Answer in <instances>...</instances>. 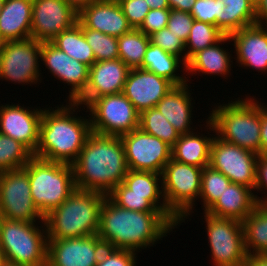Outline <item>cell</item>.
Returning <instances> with one entry per match:
<instances>
[{
  "label": "cell",
  "instance_id": "cell-1",
  "mask_svg": "<svg viewBox=\"0 0 267 266\" xmlns=\"http://www.w3.org/2000/svg\"><path fill=\"white\" fill-rule=\"evenodd\" d=\"M175 227L161 211L123 209L106 196L97 235L106 247L139 252L156 244Z\"/></svg>",
  "mask_w": 267,
  "mask_h": 266
},
{
  "label": "cell",
  "instance_id": "cell-2",
  "mask_svg": "<svg viewBox=\"0 0 267 266\" xmlns=\"http://www.w3.org/2000/svg\"><path fill=\"white\" fill-rule=\"evenodd\" d=\"M76 189L108 195L123 182L128 172L125 148L120 136L92 132L72 164Z\"/></svg>",
  "mask_w": 267,
  "mask_h": 266
},
{
  "label": "cell",
  "instance_id": "cell-3",
  "mask_svg": "<svg viewBox=\"0 0 267 266\" xmlns=\"http://www.w3.org/2000/svg\"><path fill=\"white\" fill-rule=\"evenodd\" d=\"M43 109L39 143L33 156L53 162L73 164L92 133L90 117L75 116L76 102ZM50 109V110H49Z\"/></svg>",
  "mask_w": 267,
  "mask_h": 266
},
{
  "label": "cell",
  "instance_id": "cell-4",
  "mask_svg": "<svg viewBox=\"0 0 267 266\" xmlns=\"http://www.w3.org/2000/svg\"><path fill=\"white\" fill-rule=\"evenodd\" d=\"M106 196L99 191L76 189L45 216L47 240L98 234L100 211Z\"/></svg>",
  "mask_w": 267,
  "mask_h": 266
},
{
  "label": "cell",
  "instance_id": "cell-5",
  "mask_svg": "<svg viewBox=\"0 0 267 266\" xmlns=\"http://www.w3.org/2000/svg\"><path fill=\"white\" fill-rule=\"evenodd\" d=\"M214 108L206 127L223 141L260 155L261 104L246 97Z\"/></svg>",
  "mask_w": 267,
  "mask_h": 266
},
{
  "label": "cell",
  "instance_id": "cell-6",
  "mask_svg": "<svg viewBox=\"0 0 267 266\" xmlns=\"http://www.w3.org/2000/svg\"><path fill=\"white\" fill-rule=\"evenodd\" d=\"M23 168L28 173L33 202L44 217L76 190L71 164L33 156Z\"/></svg>",
  "mask_w": 267,
  "mask_h": 266
},
{
  "label": "cell",
  "instance_id": "cell-7",
  "mask_svg": "<svg viewBox=\"0 0 267 266\" xmlns=\"http://www.w3.org/2000/svg\"><path fill=\"white\" fill-rule=\"evenodd\" d=\"M35 223L2 218L0 251L5 261L22 266H47L46 224L44 221L41 227Z\"/></svg>",
  "mask_w": 267,
  "mask_h": 266
},
{
  "label": "cell",
  "instance_id": "cell-8",
  "mask_svg": "<svg viewBox=\"0 0 267 266\" xmlns=\"http://www.w3.org/2000/svg\"><path fill=\"white\" fill-rule=\"evenodd\" d=\"M202 169L170 159L162 172V191L167 208L181 221L190 216L199 199ZM196 198V200H195Z\"/></svg>",
  "mask_w": 267,
  "mask_h": 266
},
{
  "label": "cell",
  "instance_id": "cell-9",
  "mask_svg": "<svg viewBox=\"0 0 267 266\" xmlns=\"http://www.w3.org/2000/svg\"><path fill=\"white\" fill-rule=\"evenodd\" d=\"M86 112L92 132L100 135L121 136L139 128L140 113L123 93L94 99Z\"/></svg>",
  "mask_w": 267,
  "mask_h": 266
},
{
  "label": "cell",
  "instance_id": "cell-10",
  "mask_svg": "<svg viewBox=\"0 0 267 266\" xmlns=\"http://www.w3.org/2000/svg\"><path fill=\"white\" fill-rule=\"evenodd\" d=\"M203 214L214 266H244L248 255L242 222Z\"/></svg>",
  "mask_w": 267,
  "mask_h": 266
},
{
  "label": "cell",
  "instance_id": "cell-11",
  "mask_svg": "<svg viewBox=\"0 0 267 266\" xmlns=\"http://www.w3.org/2000/svg\"><path fill=\"white\" fill-rule=\"evenodd\" d=\"M0 211L8 220H45L31 197L28 173L24 168L0 172Z\"/></svg>",
  "mask_w": 267,
  "mask_h": 266
},
{
  "label": "cell",
  "instance_id": "cell-12",
  "mask_svg": "<svg viewBox=\"0 0 267 266\" xmlns=\"http://www.w3.org/2000/svg\"><path fill=\"white\" fill-rule=\"evenodd\" d=\"M40 58L41 42L33 38L6 41L0 53V80L36 84L41 81Z\"/></svg>",
  "mask_w": 267,
  "mask_h": 266
},
{
  "label": "cell",
  "instance_id": "cell-13",
  "mask_svg": "<svg viewBox=\"0 0 267 266\" xmlns=\"http://www.w3.org/2000/svg\"><path fill=\"white\" fill-rule=\"evenodd\" d=\"M258 154L227 143L214 135L209 165L223 173L231 183L244 185L254 191Z\"/></svg>",
  "mask_w": 267,
  "mask_h": 266
},
{
  "label": "cell",
  "instance_id": "cell-14",
  "mask_svg": "<svg viewBox=\"0 0 267 266\" xmlns=\"http://www.w3.org/2000/svg\"><path fill=\"white\" fill-rule=\"evenodd\" d=\"M129 170L162 174L172 158V147L140 128L120 136Z\"/></svg>",
  "mask_w": 267,
  "mask_h": 266
},
{
  "label": "cell",
  "instance_id": "cell-15",
  "mask_svg": "<svg viewBox=\"0 0 267 266\" xmlns=\"http://www.w3.org/2000/svg\"><path fill=\"white\" fill-rule=\"evenodd\" d=\"M78 21V13L65 0H32L31 38L51 42Z\"/></svg>",
  "mask_w": 267,
  "mask_h": 266
},
{
  "label": "cell",
  "instance_id": "cell-16",
  "mask_svg": "<svg viewBox=\"0 0 267 266\" xmlns=\"http://www.w3.org/2000/svg\"><path fill=\"white\" fill-rule=\"evenodd\" d=\"M105 247L97 234L47 240V266H96Z\"/></svg>",
  "mask_w": 267,
  "mask_h": 266
},
{
  "label": "cell",
  "instance_id": "cell-17",
  "mask_svg": "<svg viewBox=\"0 0 267 266\" xmlns=\"http://www.w3.org/2000/svg\"><path fill=\"white\" fill-rule=\"evenodd\" d=\"M25 108L21 105L0 106V133L23 144L32 154L39 143V125L43 109Z\"/></svg>",
  "mask_w": 267,
  "mask_h": 266
},
{
  "label": "cell",
  "instance_id": "cell-18",
  "mask_svg": "<svg viewBox=\"0 0 267 266\" xmlns=\"http://www.w3.org/2000/svg\"><path fill=\"white\" fill-rule=\"evenodd\" d=\"M130 68L119 58L96 61L89 67L85 92L75 101L86 107L103 95L122 93Z\"/></svg>",
  "mask_w": 267,
  "mask_h": 266
},
{
  "label": "cell",
  "instance_id": "cell-19",
  "mask_svg": "<svg viewBox=\"0 0 267 266\" xmlns=\"http://www.w3.org/2000/svg\"><path fill=\"white\" fill-rule=\"evenodd\" d=\"M175 85L146 69H130L123 94L139 113L153 108Z\"/></svg>",
  "mask_w": 267,
  "mask_h": 266
},
{
  "label": "cell",
  "instance_id": "cell-20",
  "mask_svg": "<svg viewBox=\"0 0 267 266\" xmlns=\"http://www.w3.org/2000/svg\"><path fill=\"white\" fill-rule=\"evenodd\" d=\"M78 21L85 28L117 38L132 29L117 0L92 2L78 14Z\"/></svg>",
  "mask_w": 267,
  "mask_h": 266
},
{
  "label": "cell",
  "instance_id": "cell-21",
  "mask_svg": "<svg viewBox=\"0 0 267 266\" xmlns=\"http://www.w3.org/2000/svg\"><path fill=\"white\" fill-rule=\"evenodd\" d=\"M161 189V174L154 172L128 170L123 182L117 185L108 195L146 196V199H148L175 226H177L178 223H181V221L167 208L163 196V191ZM160 199L162 201H160Z\"/></svg>",
  "mask_w": 267,
  "mask_h": 266
},
{
  "label": "cell",
  "instance_id": "cell-22",
  "mask_svg": "<svg viewBox=\"0 0 267 266\" xmlns=\"http://www.w3.org/2000/svg\"><path fill=\"white\" fill-rule=\"evenodd\" d=\"M234 42L236 59L240 66L267 71V29L257 24L247 26L229 35Z\"/></svg>",
  "mask_w": 267,
  "mask_h": 266
},
{
  "label": "cell",
  "instance_id": "cell-23",
  "mask_svg": "<svg viewBox=\"0 0 267 266\" xmlns=\"http://www.w3.org/2000/svg\"><path fill=\"white\" fill-rule=\"evenodd\" d=\"M188 88V83L174 86L155 106L180 135L195 130L190 126L193 98Z\"/></svg>",
  "mask_w": 267,
  "mask_h": 266
},
{
  "label": "cell",
  "instance_id": "cell-24",
  "mask_svg": "<svg viewBox=\"0 0 267 266\" xmlns=\"http://www.w3.org/2000/svg\"><path fill=\"white\" fill-rule=\"evenodd\" d=\"M257 206L254 192L244 185L230 183L206 212L219 218L243 221Z\"/></svg>",
  "mask_w": 267,
  "mask_h": 266
},
{
  "label": "cell",
  "instance_id": "cell-25",
  "mask_svg": "<svg viewBox=\"0 0 267 266\" xmlns=\"http://www.w3.org/2000/svg\"><path fill=\"white\" fill-rule=\"evenodd\" d=\"M32 0H5L0 14V36L5 41L31 38Z\"/></svg>",
  "mask_w": 267,
  "mask_h": 266
},
{
  "label": "cell",
  "instance_id": "cell-26",
  "mask_svg": "<svg viewBox=\"0 0 267 266\" xmlns=\"http://www.w3.org/2000/svg\"><path fill=\"white\" fill-rule=\"evenodd\" d=\"M231 41L229 35H225L216 44L206 47L195 53L186 64V72L196 74L197 72L219 75L226 78L231 70V55L223 47L225 42ZM195 72V73H194ZM228 74V75H227Z\"/></svg>",
  "mask_w": 267,
  "mask_h": 266
},
{
  "label": "cell",
  "instance_id": "cell-27",
  "mask_svg": "<svg viewBox=\"0 0 267 266\" xmlns=\"http://www.w3.org/2000/svg\"><path fill=\"white\" fill-rule=\"evenodd\" d=\"M199 132L182 134L172 147V159L179 163L204 168L209 165L210 148L212 140L210 136H203Z\"/></svg>",
  "mask_w": 267,
  "mask_h": 266
},
{
  "label": "cell",
  "instance_id": "cell-28",
  "mask_svg": "<svg viewBox=\"0 0 267 266\" xmlns=\"http://www.w3.org/2000/svg\"><path fill=\"white\" fill-rule=\"evenodd\" d=\"M182 62L180 58L150 43L146 49L142 65L139 68L146 69L158 76L164 77L175 86H179L189 82L186 77L180 76V74L177 73L179 71L178 67H181V64L184 66V70H186V65Z\"/></svg>",
  "mask_w": 267,
  "mask_h": 266
},
{
  "label": "cell",
  "instance_id": "cell-29",
  "mask_svg": "<svg viewBox=\"0 0 267 266\" xmlns=\"http://www.w3.org/2000/svg\"><path fill=\"white\" fill-rule=\"evenodd\" d=\"M242 228L247 255H267V206L257 205Z\"/></svg>",
  "mask_w": 267,
  "mask_h": 266
},
{
  "label": "cell",
  "instance_id": "cell-30",
  "mask_svg": "<svg viewBox=\"0 0 267 266\" xmlns=\"http://www.w3.org/2000/svg\"><path fill=\"white\" fill-rule=\"evenodd\" d=\"M51 42L71 58L88 67L96 62L94 52L84 37L79 21L69 29L62 31Z\"/></svg>",
  "mask_w": 267,
  "mask_h": 266
},
{
  "label": "cell",
  "instance_id": "cell-31",
  "mask_svg": "<svg viewBox=\"0 0 267 266\" xmlns=\"http://www.w3.org/2000/svg\"><path fill=\"white\" fill-rule=\"evenodd\" d=\"M221 31L230 35L255 24V8L248 0H221Z\"/></svg>",
  "mask_w": 267,
  "mask_h": 266
},
{
  "label": "cell",
  "instance_id": "cell-32",
  "mask_svg": "<svg viewBox=\"0 0 267 266\" xmlns=\"http://www.w3.org/2000/svg\"><path fill=\"white\" fill-rule=\"evenodd\" d=\"M119 59L130 69L142 65L144 55L150 44L149 36L139 29L132 28L129 32L117 38Z\"/></svg>",
  "mask_w": 267,
  "mask_h": 266
},
{
  "label": "cell",
  "instance_id": "cell-33",
  "mask_svg": "<svg viewBox=\"0 0 267 266\" xmlns=\"http://www.w3.org/2000/svg\"><path fill=\"white\" fill-rule=\"evenodd\" d=\"M139 128L152 136H156L173 147L180 137L178 131L156 108H150L140 113Z\"/></svg>",
  "mask_w": 267,
  "mask_h": 266
},
{
  "label": "cell",
  "instance_id": "cell-34",
  "mask_svg": "<svg viewBox=\"0 0 267 266\" xmlns=\"http://www.w3.org/2000/svg\"><path fill=\"white\" fill-rule=\"evenodd\" d=\"M224 36L225 34L217 26L194 20L185 42L186 64L195 53L216 44Z\"/></svg>",
  "mask_w": 267,
  "mask_h": 266
},
{
  "label": "cell",
  "instance_id": "cell-35",
  "mask_svg": "<svg viewBox=\"0 0 267 266\" xmlns=\"http://www.w3.org/2000/svg\"><path fill=\"white\" fill-rule=\"evenodd\" d=\"M231 181L221 172L207 165L202 169L199 198L203 202V212H207L220 198Z\"/></svg>",
  "mask_w": 267,
  "mask_h": 266
},
{
  "label": "cell",
  "instance_id": "cell-36",
  "mask_svg": "<svg viewBox=\"0 0 267 266\" xmlns=\"http://www.w3.org/2000/svg\"><path fill=\"white\" fill-rule=\"evenodd\" d=\"M32 157L23 144L0 133V172L23 168Z\"/></svg>",
  "mask_w": 267,
  "mask_h": 266
},
{
  "label": "cell",
  "instance_id": "cell-37",
  "mask_svg": "<svg viewBox=\"0 0 267 266\" xmlns=\"http://www.w3.org/2000/svg\"><path fill=\"white\" fill-rule=\"evenodd\" d=\"M81 28L87 43L94 52L96 61L114 60L119 57L117 37L85 28L82 24Z\"/></svg>",
  "mask_w": 267,
  "mask_h": 266
},
{
  "label": "cell",
  "instance_id": "cell-38",
  "mask_svg": "<svg viewBox=\"0 0 267 266\" xmlns=\"http://www.w3.org/2000/svg\"><path fill=\"white\" fill-rule=\"evenodd\" d=\"M89 67L67 55L66 84L70 85L69 101L75 102L86 90Z\"/></svg>",
  "mask_w": 267,
  "mask_h": 266
},
{
  "label": "cell",
  "instance_id": "cell-39",
  "mask_svg": "<svg viewBox=\"0 0 267 266\" xmlns=\"http://www.w3.org/2000/svg\"><path fill=\"white\" fill-rule=\"evenodd\" d=\"M41 60L49 72L66 83L67 54L52 42H41Z\"/></svg>",
  "mask_w": 267,
  "mask_h": 266
},
{
  "label": "cell",
  "instance_id": "cell-40",
  "mask_svg": "<svg viewBox=\"0 0 267 266\" xmlns=\"http://www.w3.org/2000/svg\"><path fill=\"white\" fill-rule=\"evenodd\" d=\"M224 6L221 0H196L190 14L194 20L213 24L221 30V12Z\"/></svg>",
  "mask_w": 267,
  "mask_h": 266
},
{
  "label": "cell",
  "instance_id": "cell-41",
  "mask_svg": "<svg viewBox=\"0 0 267 266\" xmlns=\"http://www.w3.org/2000/svg\"><path fill=\"white\" fill-rule=\"evenodd\" d=\"M150 43L159 46L165 52L181 59L186 65L185 42L175 36L167 27L149 36ZM183 53V55H182ZM181 56V57H180Z\"/></svg>",
  "mask_w": 267,
  "mask_h": 266
},
{
  "label": "cell",
  "instance_id": "cell-42",
  "mask_svg": "<svg viewBox=\"0 0 267 266\" xmlns=\"http://www.w3.org/2000/svg\"><path fill=\"white\" fill-rule=\"evenodd\" d=\"M136 254L132 250L105 247L96 266H136Z\"/></svg>",
  "mask_w": 267,
  "mask_h": 266
},
{
  "label": "cell",
  "instance_id": "cell-43",
  "mask_svg": "<svg viewBox=\"0 0 267 266\" xmlns=\"http://www.w3.org/2000/svg\"><path fill=\"white\" fill-rule=\"evenodd\" d=\"M123 10L129 25L138 29L147 13L150 11L149 5L145 0H117Z\"/></svg>",
  "mask_w": 267,
  "mask_h": 266
},
{
  "label": "cell",
  "instance_id": "cell-44",
  "mask_svg": "<svg viewBox=\"0 0 267 266\" xmlns=\"http://www.w3.org/2000/svg\"><path fill=\"white\" fill-rule=\"evenodd\" d=\"M193 22L194 17L190 13L171 10L167 28L172 31L175 36L186 42L189 37Z\"/></svg>",
  "mask_w": 267,
  "mask_h": 266
},
{
  "label": "cell",
  "instance_id": "cell-45",
  "mask_svg": "<svg viewBox=\"0 0 267 266\" xmlns=\"http://www.w3.org/2000/svg\"><path fill=\"white\" fill-rule=\"evenodd\" d=\"M107 197L117 206L131 211H159L146 196L137 195H107Z\"/></svg>",
  "mask_w": 267,
  "mask_h": 266
},
{
  "label": "cell",
  "instance_id": "cell-46",
  "mask_svg": "<svg viewBox=\"0 0 267 266\" xmlns=\"http://www.w3.org/2000/svg\"><path fill=\"white\" fill-rule=\"evenodd\" d=\"M170 8L166 9H150L147 13L141 26L138 28L147 36H150L154 32L160 31L167 27Z\"/></svg>",
  "mask_w": 267,
  "mask_h": 266
},
{
  "label": "cell",
  "instance_id": "cell-47",
  "mask_svg": "<svg viewBox=\"0 0 267 266\" xmlns=\"http://www.w3.org/2000/svg\"><path fill=\"white\" fill-rule=\"evenodd\" d=\"M267 190V154L258 155L257 166H256V180L254 190L264 191ZM267 196L258 197L255 195L256 203L260 206H267Z\"/></svg>",
  "mask_w": 267,
  "mask_h": 266
},
{
  "label": "cell",
  "instance_id": "cell-48",
  "mask_svg": "<svg viewBox=\"0 0 267 266\" xmlns=\"http://www.w3.org/2000/svg\"><path fill=\"white\" fill-rule=\"evenodd\" d=\"M260 154H267V106L261 104Z\"/></svg>",
  "mask_w": 267,
  "mask_h": 266
},
{
  "label": "cell",
  "instance_id": "cell-49",
  "mask_svg": "<svg viewBox=\"0 0 267 266\" xmlns=\"http://www.w3.org/2000/svg\"><path fill=\"white\" fill-rule=\"evenodd\" d=\"M171 10L190 13L196 0H167Z\"/></svg>",
  "mask_w": 267,
  "mask_h": 266
},
{
  "label": "cell",
  "instance_id": "cell-50",
  "mask_svg": "<svg viewBox=\"0 0 267 266\" xmlns=\"http://www.w3.org/2000/svg\"><path fill=\"white\" fill-rule=\"evenodd\" d=\"M255 24L267 26V0H261L255 8Z\"/></svg>",
  "mask_w": 267,
  "mask_h": 266
},
{
  "label": "cell",
  "instance_id": "cell-51",
  "mask_svg": "<svg viewBox=\"0 0 267 266\" xmlns=\"http://www.w3.org/2000/svg\"><path fill=\"white\" fill-rule=\"evenodd\" d=\"M244 266H267V255H249Z\"/></svg>",
  "mask_w": 267,
  "mask_h": 266
},
{
  "label": "cell",
  "instance_id": "cell-52",
  "mask_svg": "<svg viewBox=\"0 0 267 266\" xmlns=\"http://www.w3.org/2000/svg\"><path fill=\"white\" fill-rule=\"evenodd\" d=\"M78 14L96 0H65Z\"/></svg>",
  "mask_w": 267,
  "mask_h": 266
},
{
  "label": "cell",
  "instance_id": "cell-53",
  "mask_svg": "<svg viewBox=\"0 0 267 266\" xmlns=\"http://www.w3.org/2000/svg\"><path fill=\"white\" fill-rule=\"evenodd\" d=\"M150 9H166L169 8L167 0H145Z\"/></svg>",
  "mask_w": 267,
  "mask_h": 266
},
{
  "label": "cell",
  "instance_id": "cell-54",
  "mask_svg": "<svg viewBox=\"0 0 267 266\" xmlns=\"http://www.w3.org/2000/svg\"><path fill=\"white\" fill-rule=\"evenodd\" d=\"M2 266H22V265H18L16 263H12V262H8V261H5Z\"/></svg>",
  "mask_w": 267,
  "mask_h": 266
},
{
  "label": "cell",
  "instance_id": "cell-55",
  "mask_svg": "<svg viewBox=\"0 0 267 266\" xmlns=\"http://www.w3.org/2000/svg\"><path fill=\"white\" fill-rule=\"evenodd\" d=\"M248 1L254 6V8H256L261 0H248Z\"/></svg>",
  "mask_w": 267,
  "mask_h": 266
},
{
  "label": "cell",
  "instance_id": "cell-56",
  "mask_svg": "<svg viewBox=\"0 0 267 266\" xmlns=\"http://www.w3.org/2000/svg\"><path fill=\"white\" fill-rule=\"evenodd\" d=\"M5 40L0 36V53L3 50L4 44H5Z\"/></svg>",
  "mask_w": 267,
  "mask_h": 266
},
{
  "label": "cell",
  "instance_id": "cell-57",
  "mask_svg": "<svg viewBox=\"0 0 267 266\" xmlns=\"http://www.w3.org/2000/svg\"><path fill=\"white\" fill-rule=\"evenodd\" d=\"M5 262V258L4 255L1 253L0 251V266H2V264Z\"/></svg>",
  "mask_w": 267,
  "mask_h": 266
},
{
  "label": "cell",
  "instance_id": "cell-58",
  "mask_svg": "<svg viewBox=\"0 0 267 266\" xmlns=\"http://www.w3.org/2000/svg\"><path fill=\"white\" fill-rule=\"evenodd\" d=\"M4 1H5V0H0V14H1V12H2V8H3Z\"/></svg>",
  "mask_w": 267,
  "mask_h": 266
},
{
  "label": "cell",
  "instance_id": "cell-59",
  "mask_svg": "<svg viewBox=\"0 0 267 266\" xmlns=\"http://www.w3.org/2000/svg\"><path fill=\"white\" fill-rule=\"evenodd\" d=\"M1 220H2V213H1V211H0V223H1Z\"/></svg>",
  "mask_w": 267,
  "mask_h": 266
}]
</instances>
